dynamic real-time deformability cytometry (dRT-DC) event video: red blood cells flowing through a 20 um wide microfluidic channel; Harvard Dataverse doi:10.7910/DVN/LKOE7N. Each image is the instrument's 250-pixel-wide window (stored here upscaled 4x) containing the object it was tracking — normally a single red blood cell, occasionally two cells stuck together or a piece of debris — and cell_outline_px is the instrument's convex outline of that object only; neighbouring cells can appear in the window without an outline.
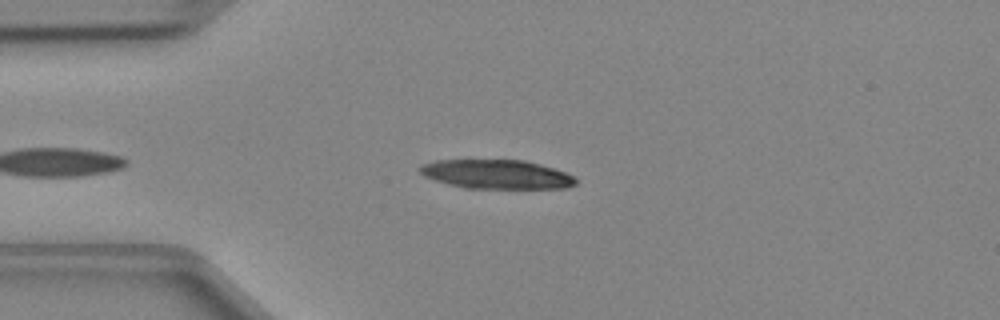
{"species": "Egyptian fruit bat (a non-hibernating species)", "species_latin": "Rousettus aegyptiacus", "temperature_condition": "cold", "stored_images_in_passage": 37, "camera_frame_rate_fps": 3000, "um_per_image_px": 0.085, "animal": {"sex": "female"}, "frame": {"image": 1, "passage_image": 4, "time_ms": 1.0, "image_size_px": [1000, 320], "cell_outline_px": [[576, 184], [564, 188], [464, 188], [448, 184], [424, 176], [416, 168], [420, 164], [436, 160], [524, 160], [540, 164], [576, 176]], "centroid_in_image_um": [42.17, 14.81], "position_along_channel_um": 42.8, "area_um2": 26.41}}
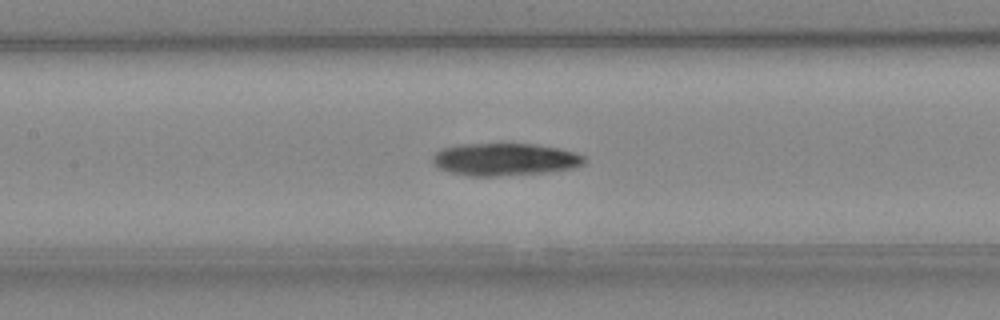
{"frame": {"image": 2, "passage_image": 14, "time_ms": 4.333, "image_size_px": [1000, 320], "cell_outline_px": [[584, 164], [572, 168], [548, 172], [496, 176], [472, 176], [448, 172], [440, 168], [432, 160], [432, 156], [440, 148], [460, 144], [536, 144], [576, 152], [584, 156]], "centroid_in_image_um": [42.89, 13.54], "position_along_channel_um": 164.5, "area_um2": 28.61}}
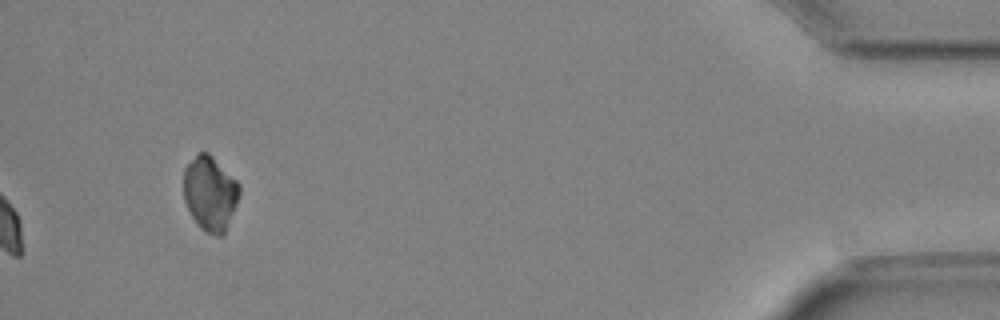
{"frame": {"image": 3, "passage_image": 37, "time_ms": 12.0, "image_size_px": [1000, 320], "cell_outline_px": [[240, 192], [236, 204], [224, 232], [220, 236], [216, 236], [200, 228], [192, 216], [184, 200], [184, 168], [200, 152], [208, 152], [240, 184]], "centroid_in_image_um": [17.85, 16.43], "position_along_channel_um": 417.3, "area_um2": 23.76}}